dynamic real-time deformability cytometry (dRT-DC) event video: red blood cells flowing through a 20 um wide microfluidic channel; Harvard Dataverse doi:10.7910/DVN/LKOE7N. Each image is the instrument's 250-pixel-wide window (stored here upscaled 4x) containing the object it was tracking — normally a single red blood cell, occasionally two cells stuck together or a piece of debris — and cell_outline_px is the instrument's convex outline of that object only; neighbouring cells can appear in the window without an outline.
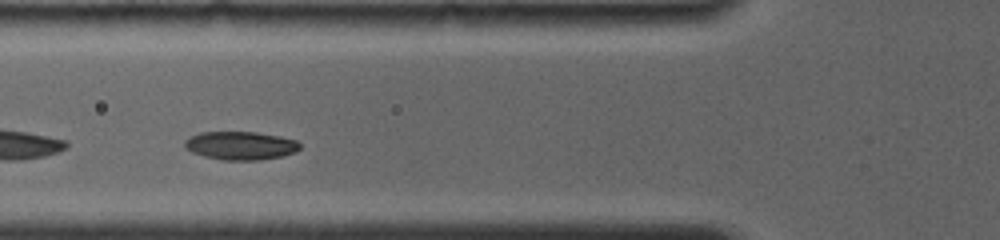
{"species": "common noctule bat (a hibernating species)", "species_latin": "Nyctalus noctula", "temperature_condition": "room temperature", "stored_images_in_passage": 40, "camera_frame_rate_fps": 4000, "um_per_image_px": 0.085, "animal": {"sex": "female", "body_mass_g": 19.0, "forearm_length_mm": 56.7}, "frame": {"image": 1, "passage_image": 7, "time_ms": 1.5, "image_size_px": [1000, 240], "cell_outline_px": [[300, 148], [296, 152], [280, 156], [260, 160], [224, 160], [204, 156], [192, 152], [184, 148], [184, 140], [200, 132], [256, 132], [280, 136], [296, 140], [300, 144]], "centroid_in_image_um": [20.44, 12.37], "position_along_channel_um": 105.4, "area_um2": 19.02}, "authors_computed_cell_mechanics": {"area_um2": 19.3341, "velocity_mm_per_s": 3.8101, "shape_relaxation_time_tau1_ms": 1.1957, "shape_relaxation_time_tau2_ms": null, "deformation_change_tau1": 0.0665, "deformation_change_tau2": null}}